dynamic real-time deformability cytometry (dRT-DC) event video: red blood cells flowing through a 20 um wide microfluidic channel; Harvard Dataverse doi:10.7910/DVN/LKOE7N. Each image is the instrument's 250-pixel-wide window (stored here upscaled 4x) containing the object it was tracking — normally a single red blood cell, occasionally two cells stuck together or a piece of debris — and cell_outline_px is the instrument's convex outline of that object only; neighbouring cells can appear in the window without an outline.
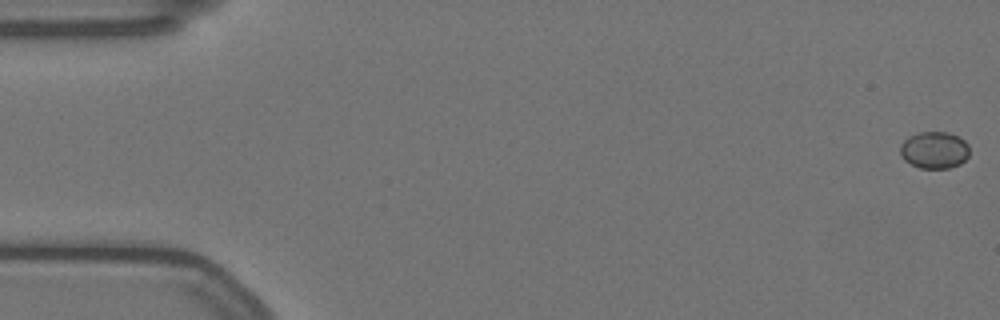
{"species": "Egyptian fruit bat (a non-hibernating species)", "species_latin": "Rousettus aegyptiacus", "temperature_condition": "warm", "stored_images_in_passage": 9, "camera_frame_rate_fps": 3000, "um_per_image_px": 0.085, "animal": {"sex": "female"}, "frame": {"image": 1, "passage_image": 1, "time_ms": 0.0, "image_size_px": [1000, 320], "cell_outline_px": [[968, 156], [960, 164], [948, 168], [920, 168], [904, 160], [900, 152], [900, 144], [908, 136], [920, 132], [948, 132], [964, 140], [968, 144]], "centroid_in_image_um": [79.4, 12.75], "position_along_channel_um": 5.6, "area_um2": 14.85}}